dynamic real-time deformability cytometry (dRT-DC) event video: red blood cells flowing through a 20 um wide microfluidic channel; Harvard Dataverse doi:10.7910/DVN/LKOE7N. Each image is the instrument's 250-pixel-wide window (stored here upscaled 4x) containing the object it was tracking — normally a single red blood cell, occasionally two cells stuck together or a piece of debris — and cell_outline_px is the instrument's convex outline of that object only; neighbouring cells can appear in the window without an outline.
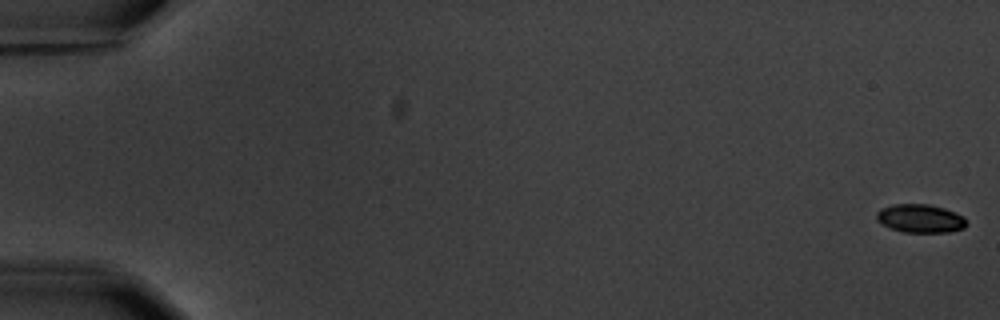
{"species": "common noctule bat (a hibernating species)", "species_latin": "Nyctalus noctula", "temperature_condition": "warm", "stored_images_in_passage": 6, "camera_frame_rate_fps": 3000, "um_per_image_px": 0.085, "animal": {"sex": "male", "body_mass_g": 20.1, "forearm_length_mm": 53.5}, "frame": {"image": 1, "passage_image": 1, "time_ms": 0.0, "image_size_px": [1000, 320], "cell_outline_px": [[968, 224], [964, 228], [948, 232], [904, 232], [880, 224], [876, 220], [876, 212], [880, 208], [892, 204], [928, 204], [944, 208], [956, 212], [964, 216]], "centroid_in_image_um": [78.22, 18.56], "position_along_channel_um": 6.8, "area_um2": 15.09}}
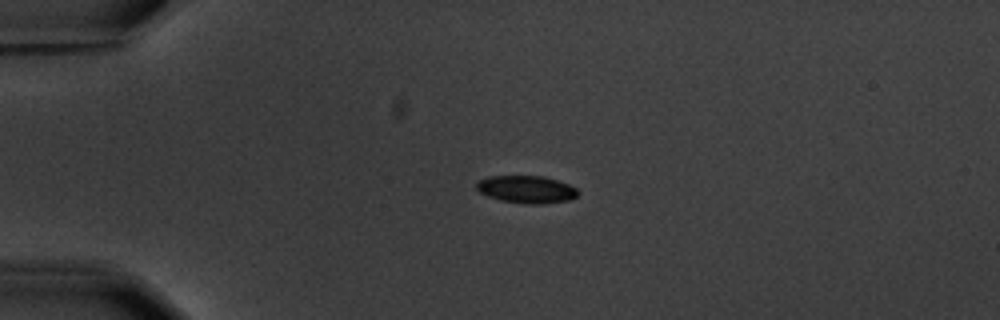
{"frame": {"image": 2, "passage_image": 5, "time_ms": 4.667, "image_size_px": [1000, 320], "cell_outline_px": [[580, 192], [576, 196], [568, 200], [540, 204], [528, 204], [500, 200], [488, 196], [480, 192], [476, 188], [476, 184], [480, 180], [488, 176], [544, 176], [568, 184], [576, 188]], "centroid_in_image_um": [44.75, 16.09], "position_along_channel_um": 40.3, "area_um2": 16.13}}